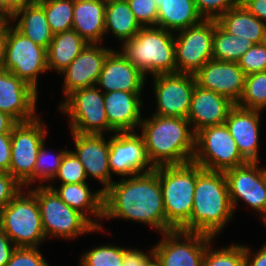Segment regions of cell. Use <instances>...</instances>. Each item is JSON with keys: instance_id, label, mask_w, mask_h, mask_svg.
Wrapping results in <instances>:
<instances>
[{"instance_id": "obj_1", "label": "cell", "mask_w": 266, "mask_h": 266, "mask_svg": "<svg viewBox=\"0 0 266 266\" xmlns=\"http://www.w3.org/2000/svg\"><path fill=\"white\" fill-rule=\"evenodd\" d=\"M122 218L167 232L162 189L157 173L122 178L104 191L103 219Z\"/></svg>"}, {"instance_id": "obj_2", "label": "cell", "mask_w": 266, "mask_h": 266, "mask_svg": "<svg viewBox=\"0 0 266 266\" xmlns=\"http://www.w3.org/2000/svg\"><path fill=\"white\" fill-rule=\"evenodd\" d=\"M138 128L152 166L160 167L191 162L195 136L187 118L157 116L144 118Z\"/></svg>"}, {"instance_id": "obj_3", "label": "cell", "mask_w": 266, "mask_h": 266, "mask_svg": "<svg viewBox=\"0 0 266 266\" xmlns=\"http://www.w3.org/2000/svg\"><path fill=\"white\" fill-rule=\"evenodd\" d=\"M233 216L225 173L203 169L196 164V185L189 232L215 238Z\"/></svg>"}, {"instance_id": "obj_4", "label": "cell", "mask_w": 266, "mask_h": 266, "mask_svg": "<svg viewBox=\"0 0 266 266\" xmlns=\"http://www.w3.org/2000/svg\"><path fill=\"white\" fill-rule=\"evenodd\" d=\"M125 58L147 77L177 73L174 32L157 26L142 27L122 42Z\"/></svg>"}, {"instance_id": "obj_5", "label": "cell", "mask_w": 266, "mask_h": 266, "mask_svg": "<svg viewBox=\"0 0 266 266\" xmlns=\"http://www.w3.org/2000/svg\"><path fill=\"white\" fill-rule=\"evenodd\" d=\"M162 189L167 232H189V219L193 209L196 185V163L155 167Z\"/></svg>"}, {"instance_id": "obj_6", "label": "cell", "mask_w": 266, "mask_h": 266, "mask_svg": "<svg viewBox=\"0 0 266 266\" xmlns=\"http://www.w3.org/2000/svg\"><path fill=\"white\" fill-rule=\"evenodd\" d=\"M25 189L0 209V230L16 247H39L46 240L35 195Z\"/></svg>"}, {"instance_id": "obj_7", "label": "cell", "mask_w": 266, "mask_h": 266, "mask_svg": "<svg viewBox=\"0 0 266 266\" xmlns=\"http://www.w3.org/2000/svg\"><path fill=\"white\" fill-rule=\"evenodd\" d=\"M29 190L35 195L40 210L44 234L47 237L73 239L84 233H94L96 228L83 214L74 210L47 185H38Z\"/></svg>"}, {"instance_id": "obj_8", "label": "cell", "mask_w": 266, "mask_h": 266, "mask_svg": "<svg viewBox=\"0 0 266 266\" xmlns=\"http://www.w3.org/2000/svg\"><path fill=\"white\" fill-rule=\"evenodd\" d=\"M48 131L40 116L17 122L11 130V162L9 173L26 189L34 183V167Z\"/></svg>"}, {"instance_id": "obj_9", "label": "cell", "mask_w": 266, "mask_h": 266, "mask_svg": "<svg viewBox=\"0 0 266 266\" xmlns=\"http://www.w3.org/2000/svg\"><path fill=\"white\" fill-rule=\"evenodd\" d=\"M64 100L59 109L70 118L71 132L96 135L109 132L104 92L99 86L75 90Z\"/></svg>"}, {"instance_id": "obj_10", "label": "cell", "mask_w": 266, "mask_h": 266, "mask_svg": "<svg viewBox=\"0 0 266 266\" xmlns=\"http://www.w3.org/2000/svg\"><path fill=\"white\" fill-rule=\"evenodd\" d=\"M192 161L203 169L222 172L247 163L225 124L206 127L196 133Z\"/></svg>"}, {"instance_id": "obj_11", "label": "cell", "mask_w": 266, "mask_h": 266, "mask_svg": "<svg viewBox=\"0 0 266 266\" xmlns=\"http://www.w3.org/2000/svg\"><path fill=\"white\" fill-rule=\"evenodd\" d=\"M10 23V21L6 23L5 70L16 75L38 92V76L49 71L47 49L24 36L13 26V23Z\"/></svg>"}, {"instance_id": "obj_12", "label": "cell", "mask_w": 266, "mask_h": 266, "mask_svg": "<svg viewBox=\"0 0 266 266\" xmlns=\"http://www.w3.org/2000/svg\"><path fill=\"white\" fill-rule=\"evenodd\" d=\"M214 29L215 19H203L196 25L177 31L174 35L177 73L195 74L213 59Z\"/></svg>"}, {"instance_id": "obj_13", "label": "cell", "mask_w": 266, "mask_h": 266, "mask_svg": "<svg viewBox=\"0 0 266 266\" xmlns=\"http://www.w3.org/2000/svg\"><path fill=\"white\" fill-rule=\"evenodd\" d=\"M153 247V255L162 266H202L207 245L214 237L196 232H164Z\"/></svg>"}, {"instance_id": "obj_14", "label": "cell", "mask_w": 266, "mask_h": 266, "mask_svg": "<svg viewBox=\"0 0 266 266\" xmlns=\"http://www.w3.org/2000/svg\"><path fill=\"white\" fill-rule=\"evenodd\" d=\"M224 173L233 210L243 200L261 214L259 217L266 224V168L258 162H247Z\"/></svg>"}, {"instance_id": "obj_15", "label": "cell", "mask_w": 266, "mask_h": 266, "mask_svg": "<svg viewBox=\"0 0 266 266\" xmlns=\"http://www.w3.org/2000/svg\"><path fill=\"white\" fill-rule=\"evenodd\" d=\"M157 116L187 118L196 86L194 74L174 73L153 76Z\"/></svg>"}, {"instance_id": "obj_16", "label": "cell", "mask_w": 266, "mask_h": 266, "mask_svg": "<svg viewBox=\"0 0 266 266\" xmlns=\"http://www.w3.org/2000/svg\"><path fill=\"white\" fill-rule=\"evenodd\" d=\"M109 167L115 175L131 177L154 170L144 140L136 132H115L109 138Z\"/></svg>"}, {"instance_id": "obj_17", "label": "cell", "mask_w": 266, "mask_h": 266, "mask_svg": "<svg viewBox=\"0 0 266 266\" xmlns=\"http://www.w3.org/2000/svg\"><path fill=\"white\" fill-rule=\"evenodd\" d=\"M196 84L237 104L243 94L245 73L238 62L210 60L195 74Z\"/></svg>"}, {"instance_id": "obj_18", "label": "cell", "mask_w": 266, "mask_h": 266, "mask_svg": "<svg viewBox=\"0 0 266 266\" xmlns=\"http://www.w3.org/2000/svg\"><path fill=\"white\" fill-rule=\"evenodd\" d=\"M72 133L74 148L71 151L83 164L87 179L92 176L103 185L104 192L112 183L109 167V140L103 135Z\"/></svg>"}, {"instance_id": "obj_19", "label": "cell", "mask_w": 266, "mask_h": 266, "mask_svg": "<svg viewBox=\"0 0 266 266\" xmlns=\"http://www.w3.org/2000/svg\"><path fill=\"white\" fill-rule=\"evenodd\" d=\"M37 93L8 70L0 71V111L7 113L16 122L30 121L38 116L35 114Z\"/></svg>"}, {"instance_id": "obj_20", "label": "cell", "mask_w": 266, "mask_h": 266, "mask_svg": "<svg viewBox=\"0 0 266 266\" xmlns=\"http://www.w3.org/2000/svg\"><path fill=\"white\" fill-rule=\"evenodd\" d=\"M89 43L85 49L61 72L64 75L65 98L73 91L96 86L111 48Z\"/></svg>"}, {"instance_id": "obj_21", "label": "cell", "mask_w": 266, "mask_h": 266, "mask_svg": "<svg viewBox=\"0 0 266 266\" xmlns=\"http://www.w3.org/2000/svg\"><path fill=\"white\" fill-rule=\"evenodd\" d=\"M235 105L227 97L196 84L187 120L196 134L203 128L224 124Z\"/></svg>"}, {"instance_id": "obj_22", "label": "cell", "mask_w": 266, "mask_h": 266, "mask_svg": "<svg viewBox=\"0 0 266 266\" xmlns=\"http://www.w3.org/2000/svg\"><path fill=\"white\" fill-rule=\"evenodd\" d=\"M145 75L114 49L107 55L96 86L104 93L112 91L142 92Z\"/></svg>"}, {"instance_id": "obj_23", "label": "cell", "mask_w": 266, "mask_h": 266, "mask_svg": "<svg viewBox=\"0 0 266 266\" xmlns=\"http://www.w3.org/2000/svg\"><path fill=\"white\" fill-rule=\"evenodd\" d=\"M260 113L259 110L235 105L224 123L234 138L239 153L247 162H259Z\"/></svg>"}, {"instance_id": "obj_24", "label": "cell", "mask_w": 266, "mask_h": 266, "mask_svg": "<svg viewBox=\"0 0 266 266\" xmlns=\"http://www.w3.org/2000/svg\"><path fill=\"white\" fill-rule=\"evenodd\" d=\"M142 92L112 91L104 93L105 112L109 122V132H134L140 126ZM141 95V96H140Z\"/></svg>"}, {"instance_id": "obj_25", "label": "cell", "mask_w": 266, "mask_h": 266, "mask_svg": "<svg viewBox=\"0 0 266 266\" xmlns=\"http://www.w3.org/2000/svg\"><path fill=\"white\" fill-rule=\"evenodd\" d=\"M47 186L52 188L64 203L83 214L96 228H102L98 222L103 219L104 192L101 189L91 192L87 182L61 184L59 188L50 184Z\"/></svg>"}, {"instance_id": "obj_26", "label": "cell", "mask_w": 266, "mask_h": 266, "mask_svg": "<svg viewBox=\"0 0 266 266\" xmlns=\"http://www.w3.org/2000/svg\"><path fill=\"white\" fill-rule=\"evenodd\" d=\"M106 0H74L73 30L88 43L105 38Z\"/></svg>"}, {"instance_id": "obj_27", "label": "cell", "mask_w": 266, "mask_h": 266, "mask_svg": "<svg viewBox=\"0 0 266 266\" xmlns=\"http://www.w3.org/2000/svg\"><path fill=\"white\" fill-rule=\"evenodd\" d=\"M216 22L227 33L244 37L254 44L266 41V24L251 14L242 4L219 16Z\"/></svg>"}, {"instance_id": "obj_28", "label": "cell", "mask_w": 266, "mask_h": 266, "mask_svg": "<svg viewBox=\"0 0 266 266\" xmlns=\"http://www.w3.org/2000/svg\"><path fill=\"white\" fill-rule=\"evenodd\" d=\"M158 8L157 27L176 33L203 20L194 0H154Z\"/></svg>"}, {"instance_id": "obj_29", "label": "cell", "mask_w": 266, "mask_h": 266, "mask_svg": "<svg viewBox=\"0 0 266 266\" xmlns=\"http://www.w3.org/2000/svg\"><path fill=\"white\" fill-rule=\"evenodd\" d=\"M9 21H17L14 27L20 33L31 39L37 45L48 49L54 34L48 24L43 6L38 1L17 11Z\"/></svg>"}, {"instance_id": "obj_30", "label": "cell", "mask_w": 266, "mask_h": 266, "mask_svg": "<svg viewBox=\"0 0 266 266\" xmlns=\"http://www.w3.org/2000/svg\"><path fill=\"white\" fill-rule=\"evenodd\" d=\"M89 43L75 30L55 34L47 49V67L63 72Z\"/></svg>"}, {"instance_id": "obj_31", "label": "cell", "mask_w": 266, "mask_h": 266, "mask_svg": "<svg viewBox=\"0 0 266 266\" xmlns=\"http://www.w3.org/2000/svg\"><path fill=\"white\" fill-rule=\"evenodd\" d=\"M141 28L127 0H106L105 34L110 32L124 42L132 39Z\"/></svg>"}, {"instance_id": "obj_32", "label": "cell", "mask_w": 266, "mask_h": 266, "mask_svg": "<svg viewBox=\"0 0 266 266\" xmlns=\"http://www.w3.org/2000/svg\"><path fill=\"white\" fill-rule=\"evenodd\" d=\"M254 45L244 37H237L224 31L215 20L213 35V59L217 61L238 62L242 55Z\"/></svg>"}, {"instance_id": "obj_33", "label": "cell", "mask_w": 266, "mask_h": 266, "mask_svg": "<svg viewBox=\"0 0 266 266\" xmlns=\"http://www.w3.org/2000/svg\"><path fill=\"white\" fill-rule=\"evenodd\" d=\"M52 33L73 29L74 0H40Z\"/></svg>"}, {"instance_id": "obj_34", "label": "cell", "mask_w": 266, "mask_h": 266, "mask_svg": "<svg viewBox=\"0 0 266 266\" xmlns=\"http://www.w3.org/2000/svg\"><path fill=\"white\" fill-rule=\"evenodd\" d=\"M236 105L259 111L266 108V71L245 77L243 94Z\"/></svg>"}, {"instance_id": "obj_35", "label": "cell", "mask_w": 266, "mask_h": 266, "mask_svg": "<svg viewBox=\"0 0 266 266\" xmlns=\"http://www.w3.org/2000/svg\"><path fill=\"white\" fill-rule=\"evenodd\" d=\"M207 245L202 266H245V245L231 244L221 249Z\"/></svg>"}, {"instance_id": "obj_36", "label": "cell", "mask_w": 266, "mask_h": 266, "mask_svg": "<svg viewBox=\"0 0 266 266\" xmlns=\"http://www.w3.org/2000/svg\"><path fill=\"white\" fill-rule=\"evenodd\" d=\"M126 249L112 244L94 247L82 254L80 266H122Z\"/></svg>"}, {"instance_id": "obj_37", "label": "cell", "mask_w": 266, "mask_h": 266, "mask_svg": "<svg viewBox=\"0 0 266 266\" xmlns=\"http://www.w3.org/2000/svg\"><path fill=\"white\" fill-rule=\"evenodd\" d=\"M68 150H60L56 155L51 154L45 149V141L41 145L36 158V163L34 167V182L40 180V183L44 184V181H52L54 176L57 174L60 167L63 156ZM38 179V180H37Z\"/></svg>"}, {"instance_id": "obj_38", "label": "cell", "mask_w": 266, "mask_h": 266, "mask_svg": "<svg viewBox=\"0 0 266 266\" xmlns=\"http://www.w3.org/2000/svg\"><path fill=\"white\" fill-rule=\"evenodd\" d=\"M55 179L61 180V184L84 183L88 180L83 164L71 151H67L63 156L58 172L52 180Z\"/></svg>"}, {"instance_id": "obj_39", "label": "cell", "mask_w": 266, "mask_h": 266, "mask_svg": "<svg viewBox=\"0 0 266 266\" xmlns=\"http://www.w3.org/2000/svg\"><path fill=\"white\" fill-rule=\"evenodd\" d=\"M245 75L266 71V41L254 44L238 61Z\"/></svg>"}, {"instance_id": "obj_40", "label": "cell", "mask_w": 266, "mask_h": 266, "mask_svg": "<svg viewBox=\"0 0 266 266\" xmlns=\"http://www.w3.org/2000/svg\"><path fill=\"white\" fill-rule=\"evenodd\" d=\"M5 266H50L38 247H16Z\"/></svg>"}, {"instance_id": "obj_41", "label": "cell", "mask_w": 266, "mask_h": 266, "mask_svg": "<svg viewBox=\"0 0 266 266\" xmlns=\"http://www.w3.org/2000/svg\"><path fill=\"white\" fill-rule=\"evenodd\" d=\"M127 2L142 27L157 26L158 8L154 0H127Z\"/></svg>"}, {"instance_id": "obj_42", "label": "cell", "mask_w": 266, "mask_h": 266, "mask_svg": "<svg viewBox=\"0 0 266 266\" xmlns=\"http://www.w3.org/2000/svg\"><path fill=\"white\" fill-rule=\"evenodd\" d=\"M203 19H217L231 8L240 5L238 0H194Z\"/></svg>"}, {"instance_id": "obj_43", "label": "cell", "mask_w": 266, "mask_h": 266, "mask_svg": "<svg viewBox=\"0 0 266 266\" xmlns=\"http://www.w3.org/2000/svg\"><path fill=\"white\" fill-rule=\"evenodd\" d=\"M22 189L23 185L10 173L0 172V209L10 203Z\"/></svg>"}, {"instance_id": "obj_44", "label": "cell", "mask_w": 266, "mask_h": 266, "mask_svg": "<svg viewBox=\"0 0 266 266\" xmlns=\"http://www.w3.org/2000/svg\"><path fill=\"white\" fill-rule=\"evenodd\" d=\"M153 256V246L150 254L144 253L143 250L127 248L124 252L122 266H146Z\"/></svg>"}, {"instance_id": "obj_45", "label": "cell", "mask_w": 266, "mask_h": 266, "mask_svg": "<svg viewBox=\"0 0 266 266\" xmlns=\"http://www.w3.org/2000/svg\"><path fill=\"white\" fill-rule=\"evenodd\" d=\"M11 162V134H0V172H8Z\"/></svg>"}, {"instance_id": "obj_46", "label": "cell", "mask_w": 266, "mask_h": 266, "mask_svg": "<svg viewBox=\"0 0 266 266\" xmlns=\"http://www.w3.org/2000/svg\"><path fill=\"white\" fill-rule=\"evenodd\" d=\"M34 0H0V12L9 20L17 11L32 4Z\"/></svg>"}, {"instance_id": "obj_47", "label": "cell", "mask_w": 266, "mask_h": 266, "mask_svg": "<svg viewBox=\"0 0 266 266\" xmlns=\"http://www.w3.org/2000/svg\"><path fill=\"white\" fill-rule=\"evenodd\" d=\"M16 246L9 237L0 230V266H5L11 258Z\"/></svg>"}, {"instance_id": "obj_48", "label": "cell", "mask_w": 266, "mask_h": 266, "mask_svg": "<svg viewBox=\"0 0 266 266\" xmlns=\"http://www.w3.org/2000/svg\"><path fill=\"white\" fill-rule=\"evenodd\" d=\"M245 266H266V243L254 255L248 246H245Z\"/></svg>"}, {"instance_id": "obj_49", "label": "cell", "mask_w": 266, "mask_h": 266, "mask_svg": "<svg viewBox=\"0 0 266 266\" xmlns=\"http://www.w3.org/2000/svg\"><path fill=\"white\" fill-rule=\"evenodd\" d=\"M242 5L266 24V0H245Z\"/></svg>"}, {"instance_id": "obj_50", "label": "cell", "mask_w": 266, "mask_h": 266, "mask_svg": "<svg viewBox=\"0 0 266 266\" xmlns=\"http://www.w3.org/2000/svg\"><path fill=\"white\" fill-rule=\"evenodd\" d=\"M16 123L7 113L0 111V134H11V130Z\"/></svg>"}, {"instance_id": "obj_51", "label": "cell", "mask_w": 266, "mask_h": 266, "mask_svg": "<svg viewBox=\"0 0 266 266\" xmlns=\"http://www.w3.org/2000/svg\"><path fill=\"white\" fill-rule=\"evenodd\" d=\"M6 60V25L0 30V71L5 69Z\"/></svg>"}, {"instance_id": "obj_52", "label": "cell", "mask_w": 266, "mask_h": 266, "mask_svg": "<svg viewBox=\"0 0 266 266\" xmlns=\"http://www.w3.org/2000/svg\"><path fill=\"white\" fill-rule=\"evenodd\" d=\"M146 266H162L160 264V262L157 260V258L155 256H153L148 263L146 264Z\"/></svg>"}, {"instance_id": "obj_53", "label": "cell", "mask_w": 266, "mask_h": 266, "mask_svg": "<svg viewBox=\"0 0 266 266\" xmlns=\"http://www.w3.org/2000/svg\"><path fill=\"white\" fill-rule=\"evenodd\" d=\"M9 20L0 12V30L6 25Z\"/></svg>"}, {"instance_id": "obj_54", "label": "cell", "mask_w": 266, "mask_h": 266, "mask_svg": "<svg viewBox=\"0 0 266 266\" xmlns=\"http://www.w3.org/2000/svg\"><path fill=\"white\" fill-rule=\"evenodd\" d=\"M240 4H242L245 0H238Z\"/></svg>"}]
</instances>
